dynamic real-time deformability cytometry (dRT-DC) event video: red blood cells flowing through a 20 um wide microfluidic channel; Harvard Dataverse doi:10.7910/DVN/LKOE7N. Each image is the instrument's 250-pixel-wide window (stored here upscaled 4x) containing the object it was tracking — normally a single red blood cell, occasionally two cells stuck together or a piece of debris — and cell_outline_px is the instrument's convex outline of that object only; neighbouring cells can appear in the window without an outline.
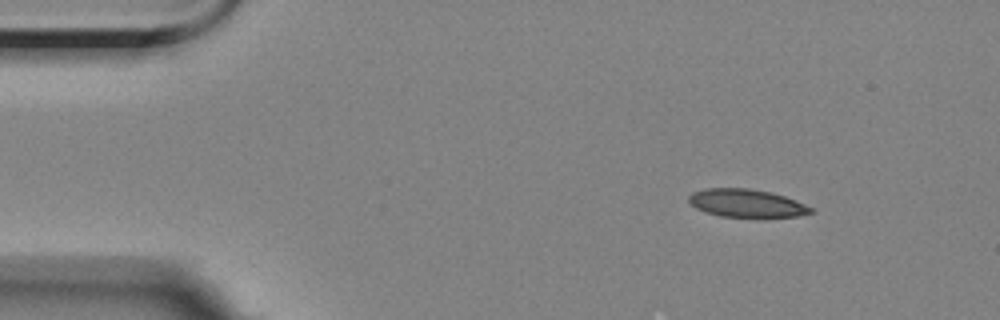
{"species": "Egyptian fruit bat (a non-hibernating species)", "species_latin": "Rousettus aegyptiacus", "temperature_condition": "room temperature", "stored_images_in_passage": 7, "camera_frame_rate_fps": 3000, "um_per_image_px": 0.085, "animal": {"sex": "female"}, "frame": {"image": 1, "passage_image": 1, "time_ms": 0.0, "image_size_px": [1000, 320], "cell_outline_px": [[812, 212], [796, 216], [764, 220], [720, 216], [704, 212], [696, 208], [688, 200], [688, 196], [692, 192], [704, 188], [748, 188], [768, 192], [784, 196], [796, 200], [812, 208]], "centroid_in_image_um": [63.45, 17.32], "position_along_channel_um": 21.6, "area_um2": 20.63}}
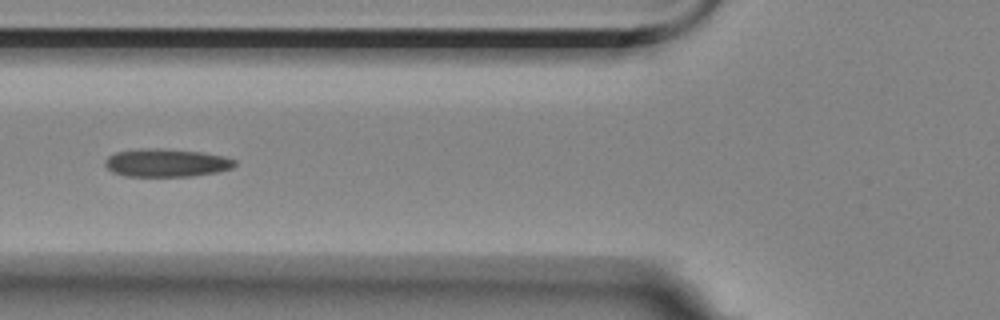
{"frame": {"image": 2, "passage_image": 5, "time_ms": 4.667, "image_size_px": [1000, 320], "cell_outline_px": [[236, 164], [232, 168], [216, 172], [192, 176], [124, 176], [112, 172], [104, 164], [104, 160], [108, 156], [116, 152], [140, 148], [160, 148], [200, 152], [220, 156], [236, 160]], "centroid_in_image_um": [14.09, 13.84], "position_along_channel_um": 111.7, "area_um2": 21.15}}
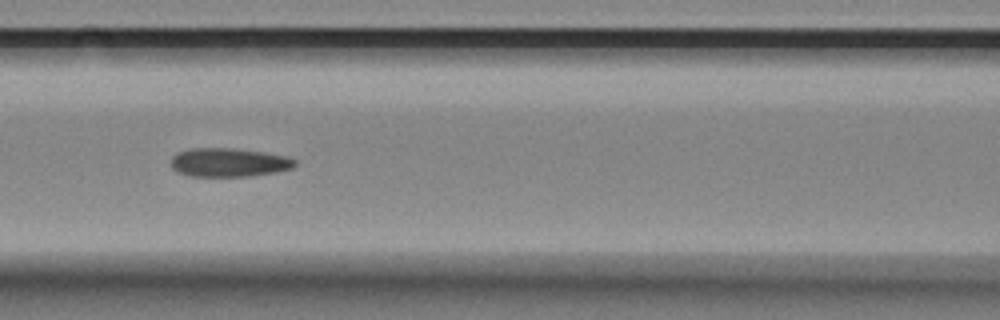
{"frame": {"image": 3, "passage_image": 6, "time_ms": 5.667, "image_size_px": [1000, 320], "cell_outline_px": [[296, 164], [292, 168], [276, 172], [252, 176], [188, 176], [176, 172], [172, 168], [172, 156], [176, 152], [188, 148], [232, 148], [264, 152], [288, 156], [296, 160]], "centroid_in_image_um": [19.43, 13.8], "position_along_channel_um": 147.2, "area_um2": 20.98}}